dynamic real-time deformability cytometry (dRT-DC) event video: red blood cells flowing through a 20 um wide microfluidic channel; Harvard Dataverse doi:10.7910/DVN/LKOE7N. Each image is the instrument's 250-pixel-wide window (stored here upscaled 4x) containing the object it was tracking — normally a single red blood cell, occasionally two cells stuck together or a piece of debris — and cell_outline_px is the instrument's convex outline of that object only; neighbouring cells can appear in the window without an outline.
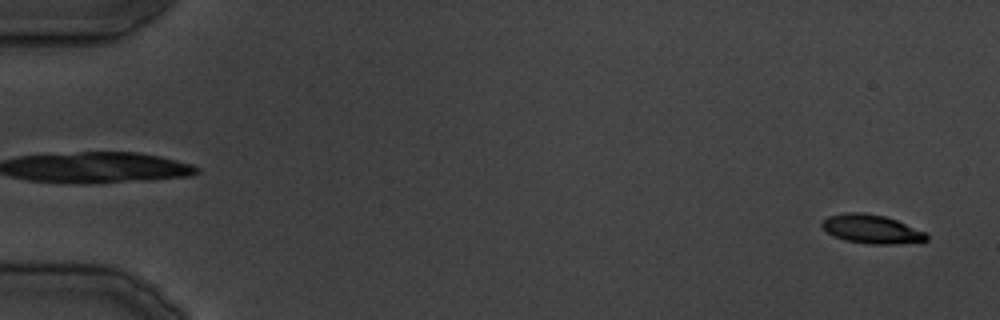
{"species": "common noctule bat (a hibernating species)", "species_latin": "Nyctalus noctula", "temperature_condition": "cold", "stored_images_in_passage": 35, "camera_frame_rate_fps": 3000, "um_per_image_px": 0.085, "animal": {"sex": "male", "body_mass_g": 19.5, "forearm_length_mm": 54.6}, "frame": {"image": 1, "passage_image": 1, "time_ms": 0.0, "image_size_px": [1000, 320], "cell_outline_px": [[928, 240], [920, 244], [872, 244], [844, 240], [832, 236], [820, 224], [820, 220], [828, 216], [848, 212], [864, 212], [884, 216], [896, 220], [928, 232]], "centroid_in_image_um": [74.15, 19.49], "position_along_channel_um": 10.9, "area_um2": 18.03}}
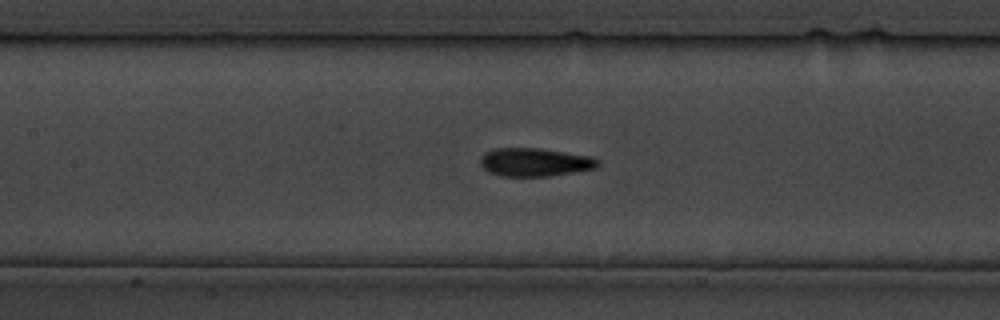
{"frame": {"image": 2, "passage_image": 17, "time_ms": 19.0, "image_size_px": [1000, 320], "cell_outline_px": [[600, 164], [596, 168], [548, 176], [500, 176], [488, 172], [480, 164], [480, 156], [484, 152], [496, 148], [540, 148], [592, 156], [600, 160]], "centroid_in_image_um": [45.45, 13.78], "position_along_channel_um": 161.9, "area_um2": 19.54}}
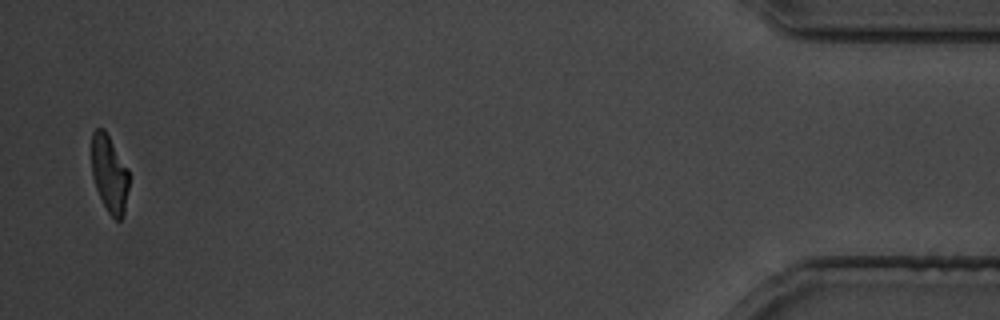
{"frame": {"image": 3, "passage_image": 35, "time_ms": 41.0, "image_size_px": [1000, 320], "cell_outline_px": [[128, 188], [124, 216], [120, 220], [116, 220], [108, 212], [96, 188], [92, 176], [92, 132], [96, 128], [104, 128], [128, 168]], "centroid_in_image_um": [9.3, 14.77], "position_along_channel_um": 425.9, "area_um2": 16.76}}